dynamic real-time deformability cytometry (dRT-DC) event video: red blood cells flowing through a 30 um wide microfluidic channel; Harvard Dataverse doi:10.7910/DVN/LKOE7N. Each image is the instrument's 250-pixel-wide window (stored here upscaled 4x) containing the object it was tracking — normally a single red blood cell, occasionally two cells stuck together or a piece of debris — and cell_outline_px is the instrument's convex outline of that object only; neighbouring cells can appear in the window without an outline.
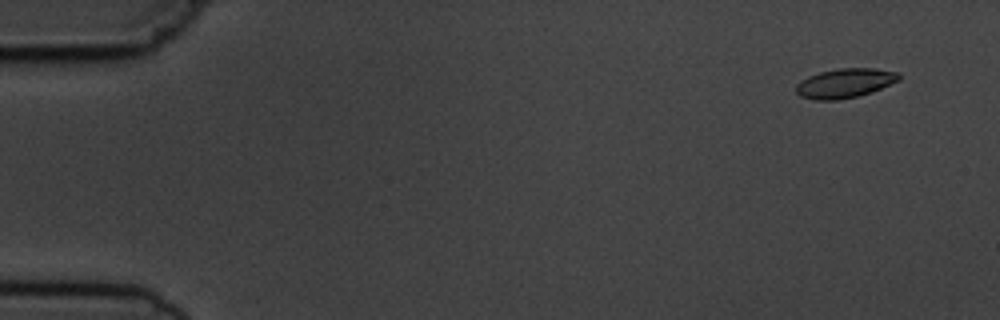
{"species": "common noctule bat (a hibernating species)", "species_latin": "Nyctalus noctula", "temperature_condition": "cold", "stored_images_in_passage": 4, "camera_frame_rate_fps": 3000, "um_per_image_px": 0.085, "animal": {"sex": "male", "body_mass_g": 19.5, "forearm_length_mm": 54.6}, "frame": {"image": 1, "passage_image": 1, "time_ms": 0.0, "image_size_px": [1000, 320], "cell_outline_px": [[900, 80], [872, 92], [856, 96], [836, 100], [816, 100], [800, 96], [796, 92], [796, 84], [800, 80], [808, 76], [820, 72], [840, 68], [872, 68], [900, 72]], "centroid_in_image_um": [71.82, 7.06], "position_along_channel_um": 13.2, "area_um2": 17.63}}